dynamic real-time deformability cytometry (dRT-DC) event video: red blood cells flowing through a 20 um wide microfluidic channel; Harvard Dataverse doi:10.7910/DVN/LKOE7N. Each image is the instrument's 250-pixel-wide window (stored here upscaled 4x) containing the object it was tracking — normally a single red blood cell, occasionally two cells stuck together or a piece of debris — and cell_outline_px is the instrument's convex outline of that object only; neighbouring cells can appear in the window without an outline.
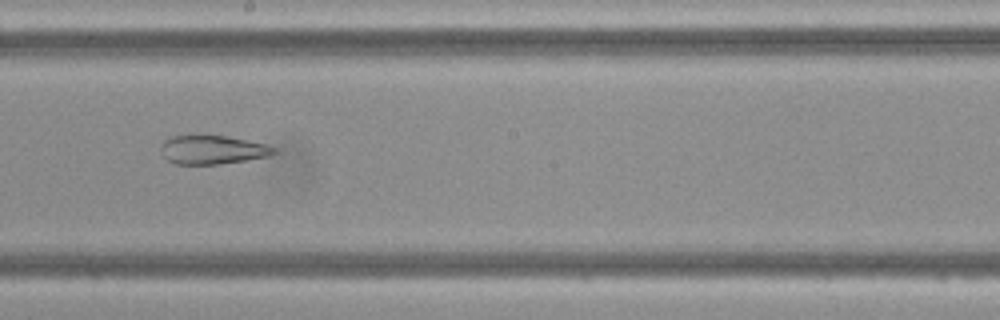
{"species": "Egyptian fruit bat (a non-hibernating species)", "species_latin": "Rousettus aegyptiacus", "temperature_condition": "cold", "stored_images_in_passage": 49, "camera_frame_rate_fps": 3000, "um_per_image_px": 0.085, "frame": {"image": 1, "passage_image": 27, "time_ms": 8.667, "image_size_px": [1000, 320], "cell_outline_px": [[276, 152], [272, 156], [216, 164], [176, 164], [168, 160], [164, 156], [160, 148], [160, 144], [168, 136], [228, 136], [264, 144], [276, 148]], "centroid_in_image_um": [18.04, 12.73], "position_along_channel_um": 230.2, "area_um2": 18.79}}
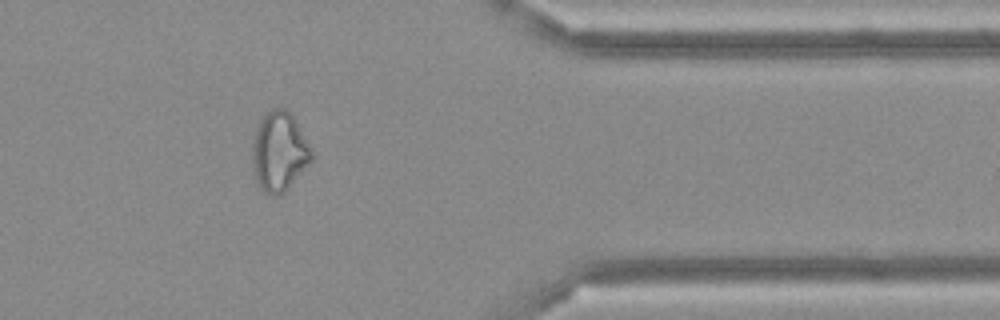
{"frame": {"image": 2, "passage_image": 40, "time_ms": 13.0, "image_size_px": [1000, 320], "cell_outline_px": [[316, 156], [288, 188], [280, 196], [272, 196], [264, 192], [256, 184], [252, 164], [252, 140], [260, 120], [272, 108], [288, 108], [292, 112]], "centroid_in_image_um": [23.75, 12.89], "position_along_channel_um": 387.7, "area_um2": 28.03}}
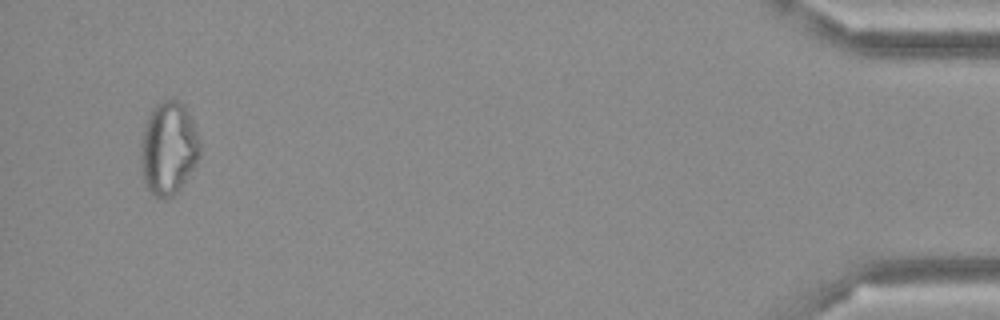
{"frame": {"image": 3, "passage_image": 47, "time_ms": 15.333, "image_size_px": [1000, 320], "cell_outline_px": [[200, 156], [196, 164], [180, 188], [172, 196], [164, 200], [160, 200], [152, 196], [148, 192], [144, 180], [140, 160], [140, 144], [144, 128], [148, 116], [152, 108], [156, 104], [164, 100], [176, 100], [184, 104], [192, 120], [200, 144]], "centroid_in_image_um": [14.3, 12.64], "position_along_channel_um": 420.9, "area_um2": 32.31}}